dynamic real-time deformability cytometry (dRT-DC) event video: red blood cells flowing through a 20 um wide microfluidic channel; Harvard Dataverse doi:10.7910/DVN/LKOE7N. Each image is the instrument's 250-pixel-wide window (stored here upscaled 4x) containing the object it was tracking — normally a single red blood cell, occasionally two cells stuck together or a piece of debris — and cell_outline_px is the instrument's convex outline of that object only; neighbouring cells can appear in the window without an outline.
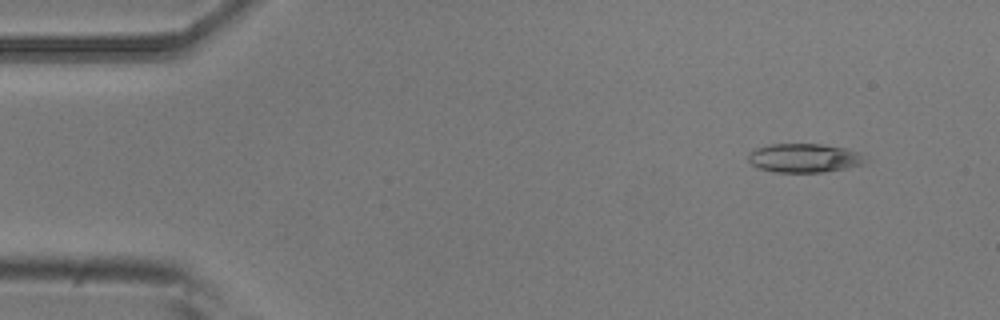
{"species": "common noctule bat (a hibernating species)", "species_latin": "Nyctalus noctula", "temperature_condition": "room temperature", "stored_images_in_passage": 4, "camera_frame_rate_fps": 3000, "um_per_image_px": 0.085, "animal": {"sex": "male", "body_mass_g": 20.5, "forearm_length_mm": 52.5}, "frame": {"image": 1, "passage_image": 2, "time_ms": 0.333, "image_size_px": [1000, 320], "cell_outline_px": [[868, 160], [864, 164], [848, 168], [824, 172], [776, 172], [760, 168], [752, 164], [748, 160], [748, 156], [756, 148], [768, 144], [820, 144], [844, 148], [860, 152]], "centroid_in_image_um": [68.41, 13.43], "position_along_channel_um": 16.6, "area_um2": 19.71}}
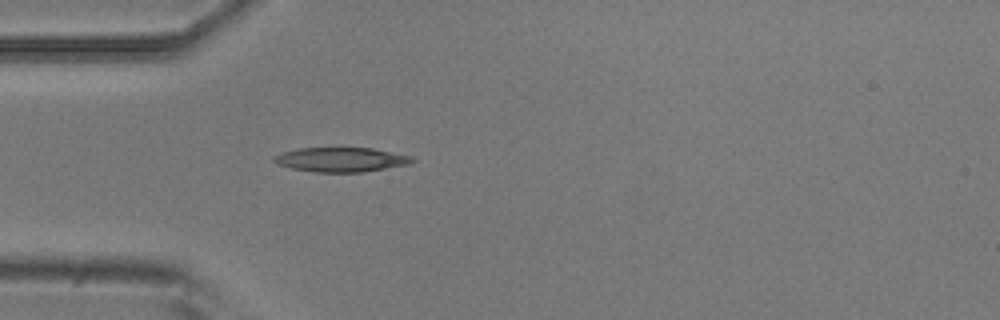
{"frame": {"image": 2, "passage_image": 4, "time_ms": 1.0, "image_size_px": [1000, 320], "cell_outline_px": [[416, 160], [412, 164], [364, 172], [316, 172], [292, 168], [276, 164], [272, 160], [272, 156], [280, 152], [296, 148], [372, 148], [412, 156]], "centroid_in_image_um": [28.98, 13.56], "position_along_channel_um": 56.0, "area_um2": 19.94}}